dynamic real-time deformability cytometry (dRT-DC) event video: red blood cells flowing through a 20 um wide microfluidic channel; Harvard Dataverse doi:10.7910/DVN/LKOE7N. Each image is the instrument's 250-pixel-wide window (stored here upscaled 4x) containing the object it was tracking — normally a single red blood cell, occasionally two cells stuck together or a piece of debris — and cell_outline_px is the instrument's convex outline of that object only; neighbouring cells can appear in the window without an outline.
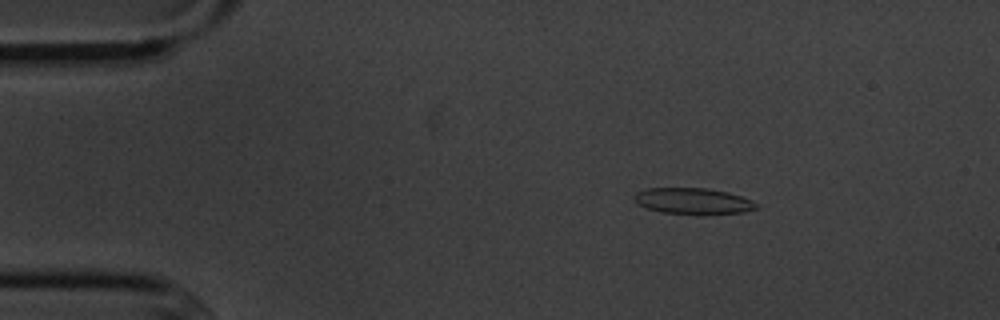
{"species": "common noctule bat (a hibernating species)", "species_latin": "Nyctalus noctula", "temperature_condition": "cold", "stored_images_in_passage": 3, "camera_frame_rate_fps": 3000, "um_per_image_px": 0.085, "animal": {"sex": "male", "body_mass_g": 20.1, "forearm_length_mm": 53.5}, "frame": {"image": 1, "passage_image": 1, "time_ms": 0.0, "image_size_px": [1000, 320], "cell_outline_px": [[756, 208], [744, 212], [664, 212], [648, 208], [636, 204], [632, 196], [636, 192], [644, 188], [708, 188], [728, 192], [752, 200], [756, 204]], "centroid_in_image_um": [58.83, 17.04], "position_along_channel_um": 26.2, "area_um2": 17.86}}